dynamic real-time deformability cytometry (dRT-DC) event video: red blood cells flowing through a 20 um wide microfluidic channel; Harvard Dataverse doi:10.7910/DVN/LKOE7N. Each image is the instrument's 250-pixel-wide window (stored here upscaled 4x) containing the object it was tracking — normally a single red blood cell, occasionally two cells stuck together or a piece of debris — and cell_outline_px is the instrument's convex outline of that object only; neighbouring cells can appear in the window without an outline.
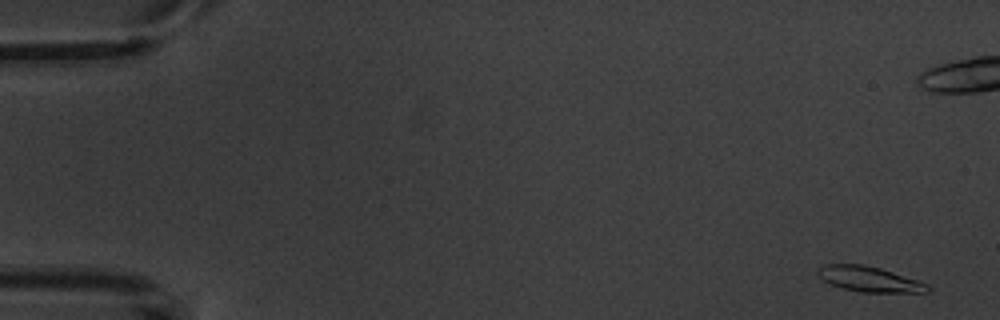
{"species": "common noctule bat (a hibernating species)", "species_latin": "Nyctalus noctula", "temperature_condition": "warm", "stored_images_in_passage": 15, "camera_frame_rate_fps": 3000, "um_per_image_px": 0.085, "animal": {"sex": "male", "body_mass_g": 20.1, "forearm_length_mm": 53.5}, "frame": {"image": 1, "passage_image": 1, "time_ms": 0.0, "image_size_px": [1000, 320], "cell_outline_px": [[932, 288], [928, 292], [860, 292], [844, 288], [832, 284], [824, 280], [816, 272], [816, 268], [824, 264], [864, 264], [880, 268], [928, 284]], "centroid_in_image_um": [73.88, 23.71], "position_along_channel_um": 11.1, "area_um2": 16.01}}
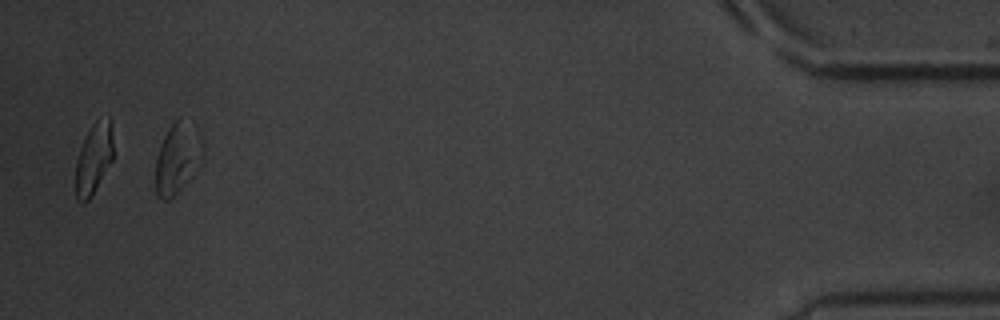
{"frame": {"image": 2, "passage_image": 15, "time_ms": 18.667, "image_size_px": [1000, 320], "cell_outline_px": [[204, 164], [168, 200], [164, 200], [156, 196], [156, 156], [160, 144], [168, 128], [180, 116], [204, 140]], "centroid_in_image_um": [15.12, 13.46], "position_along_channel_um": 420.1, "area_um2": 19.59}, "authors_computed_cell_mechanics": {"area_um2": 16.0106, "velocity_mm_per_s": 3.6932, "shape_relaxation_time_tau1_ms": 1.2529, "shape_relaxation_time_tau2_ms": null, "deformation_change_tau1": 0.1055, "deformation_change_tau2": null}}